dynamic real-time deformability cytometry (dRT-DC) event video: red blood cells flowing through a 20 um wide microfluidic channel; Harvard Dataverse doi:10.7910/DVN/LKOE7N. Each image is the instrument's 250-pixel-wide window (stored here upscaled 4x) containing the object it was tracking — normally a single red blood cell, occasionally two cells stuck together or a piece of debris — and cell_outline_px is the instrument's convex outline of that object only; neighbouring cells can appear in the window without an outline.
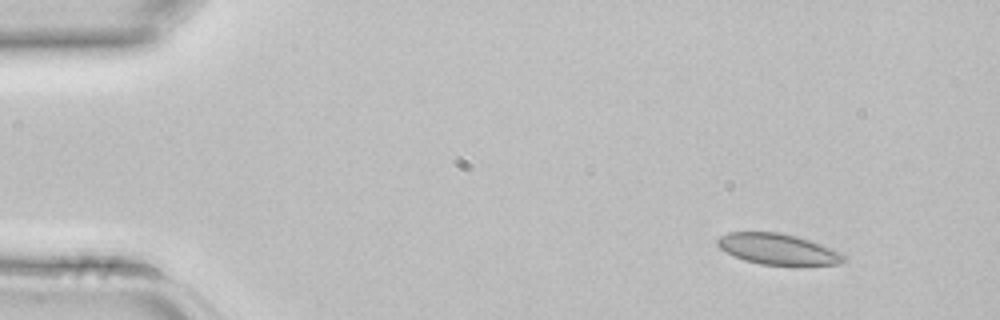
{"species": "common noctule bat (a hibernating species)", "species_latin": "Nyctalus noctula", "temperature_condition": "room temperature", "stored_images_in_passage": 3, "camera_frame_rate_fps": 3000, "um_per_image_px": 0.085, "animal": {"sex": "female", "body_mass_g": 22.7, "forearm_length_mm": 54.2}, "frame": {"image": 1, "passage_image": 1, "time_ms": 0.0, "image_size_px": [1000, 320], "cell_outline_px": [[848, 260], [840, 264], [800, 268], [760, 264], [744, 260], [720, 248], [716, 244], [716, 240], [720, 236], [728, 232], [780, 232], [796, 236], [832, 248], [848, 256]], "centroid_in_image_um": [66.23, 21.23], "position_along_channel_um": 18.8, "area_um2": 23.64}}
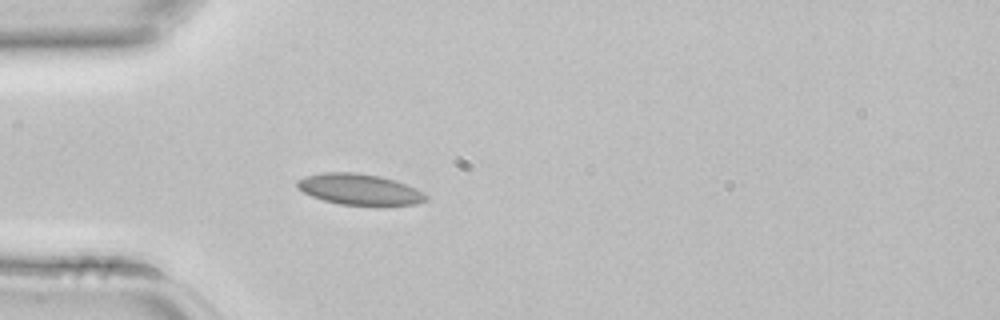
{"frame": {"image": 2, "passage_image": 3, "time_ms": 0.667, "image_size_px": [1000, 320], "cell_outline_px": [[428, 200], [416, 204], [380, 208], [376, 208], [340, 204], [324, 200], [312, 196], [296, 188], [296, 180], [304, 176], [324, 172], [356, 172], [380, 176], [396, 180], [416, 188], [424, 192], [428, 196]], "centroid_in_image_um": [30.61, 16.13], "position_along_channel_um": 54.4, "area_um2": 24.28}}